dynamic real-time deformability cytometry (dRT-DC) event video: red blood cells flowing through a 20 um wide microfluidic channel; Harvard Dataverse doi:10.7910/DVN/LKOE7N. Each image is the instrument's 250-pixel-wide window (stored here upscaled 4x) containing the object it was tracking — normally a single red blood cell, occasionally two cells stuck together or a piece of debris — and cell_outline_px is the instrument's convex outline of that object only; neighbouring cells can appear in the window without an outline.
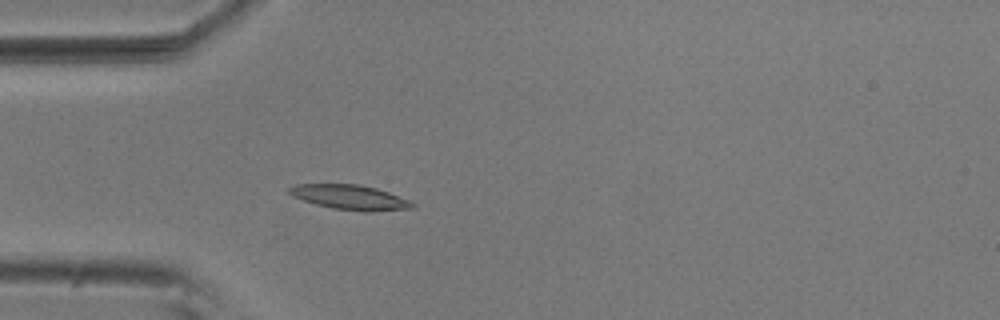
{"species": "common noctule bat (a hibernating species)", "species_latin": "Nyctalus noctula", "temperature_condition": "room temperature", "stored_images_in_passage": 54, "camera_frame_rate_fps": 3000, "um_per_image_px": 0.085, "animal": {"sex": "male", "body_mass_g": 20.5, "forearm_length_mm": 52.5}, "frame": {"image": 1, "passage_image": 15, "time_ms": 4.667, "image_size_px": [1000, 320], "cell_outline_px": [[416, 208], [372, 212], [364, 212], [332, 208], [316, 204], [292, 196], [288, 192], [288, 188], [296, 184], [360, 184], [376, 188], [388, 192], [408, 200], [416, 204]], "centroid_in_image_um": [29.78, 16.78], "position_along_channel_um": 55.2, "area_um2": 17.86}}
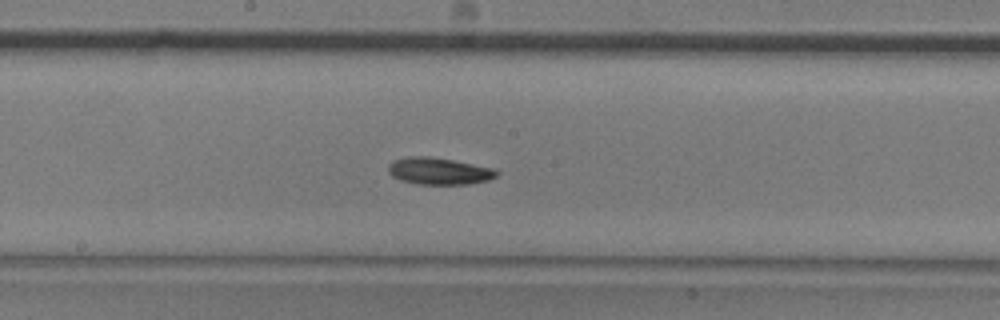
{"frame": {"image": 2, "passage_image": 28, "time_ms": 9.0, "image_size_px": [1000, 320], "cell_outline_px": [[500, 172], [496, 176], [488, 180], [468, 184], [416, 184], [400, 180], [392, 176], [388, 172], [388, 164], [392, 160], [408, 156], [428, 156], [452, 160], [492, 168]], "centroid_in_image_um": [37.26, 14.54], "position_along_channel_um": 210.9, "area_um2": 16.99}}
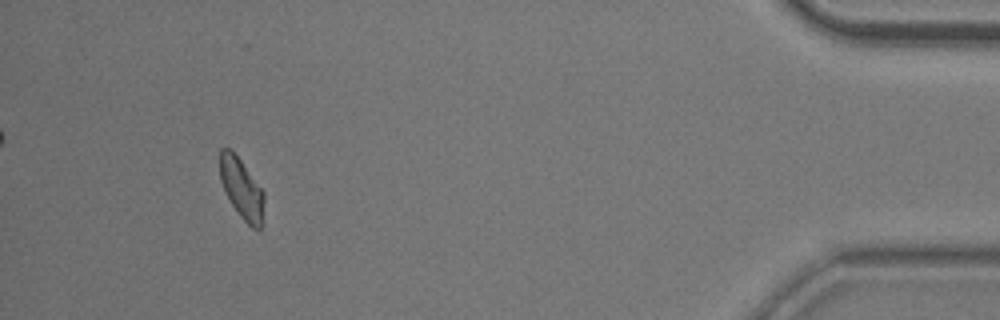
{"frame": {"image": 3, "passage_image": 50, "time_ms": 16.333, "image_size_px": [1000, 320], "cell_outline_px": [[264, 200], [260, 228], [252, 228], [240, 216], [224, 192], [220, 180], [220, 148], [232, 148], [264, 192]], "centroid_in_image_um": [20.51, 15.98], "position_along_channel_um": 414.7, "area_um2": 15.43}, "authors_computed_cell_mechanics": {"area_um2": 16.5886, "velocity_mm_per_s": 3.6951, "shape_relaxation_time_tau1_ms": 3.1073, "shape_relaxation_time_tau2_ms": null, "deformation_change_tau1": 0.13, "deformation_change_tau2": null}}